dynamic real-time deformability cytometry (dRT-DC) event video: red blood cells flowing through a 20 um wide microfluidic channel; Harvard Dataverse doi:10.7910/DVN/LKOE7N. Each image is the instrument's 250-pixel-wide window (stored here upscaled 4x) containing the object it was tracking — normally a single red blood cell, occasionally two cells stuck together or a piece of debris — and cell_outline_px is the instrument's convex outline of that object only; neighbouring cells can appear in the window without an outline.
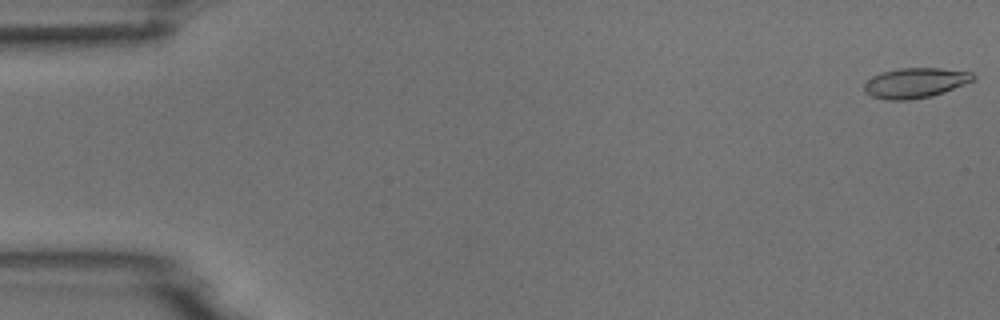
{"species": "common noctule bat (a hibernating species)", "species_latin": "Nyctalus noctula", "temperature_condition": "room temperature", "stored_images_in_passage": 4, "camera_frame_rate_fps": 3000, "um_per_image_px": 0.085, "animal": {"sex": "male", "body_mass_g": 18.8}, "frame": {"image": 1, "passage_image": 4, "time_ms": 3.333, "image_size_px": [1000, 320], "cell_outline_px": [[976, 80], [944, 92], [932, 96], [908, 100], [888, 100], [872, 96], [864, 92], [864, 84], [872, 76], [880, 72], [900, 68], [940, 68], [972, 72], [976, 76]], "centroid_in_image_um": [77.82, 7.04], "position_along_channel_um": 7.2, "area_um2": 19.25}}